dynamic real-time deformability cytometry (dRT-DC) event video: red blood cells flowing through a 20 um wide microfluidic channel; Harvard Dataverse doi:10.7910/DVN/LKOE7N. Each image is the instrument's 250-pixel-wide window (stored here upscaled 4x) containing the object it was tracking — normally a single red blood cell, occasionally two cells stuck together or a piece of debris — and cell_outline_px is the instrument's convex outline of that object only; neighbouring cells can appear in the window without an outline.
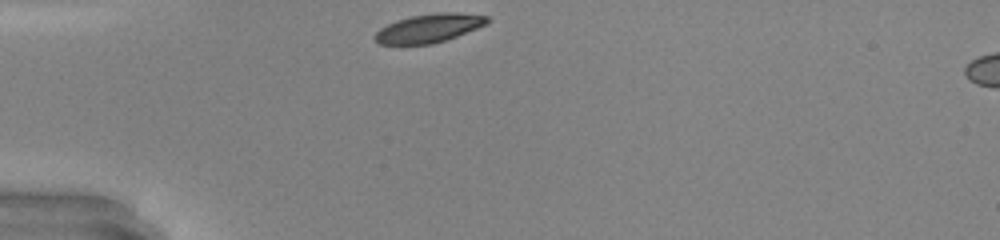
{"species": "common noctule bat (a hibernating species)", "species_latin": "Nyctalus noctula", "temperature_condition": "warm", "stored_images_in_passage": 27, "camera_frame_rate_fps": 3000, "um_per_image_px": 0.085, "animal": {"sex": "male", "body_mass_g": 20.0, "forearm_length_mm": 53.3}, "frame": {"image": 1, "passage_image": 1, "time_ms": 0.0, "image_size_px": [1000, 240], "cell_outline_px": [[488, 24], [456, 36], [432, 44], [380, 44], [372, 36], [380, 28], [396, 20], [412, 16], [440, 12], [452, 12], [488, 16]], "centroid_in_image_um": [36.45, 2.39], "position_along_channel_um": 48.6, "area_um2": 18.5}, "authors_computed_cell_mechanics": {"area_um2": 19.4786, "velocity_mm_per_s": 4.1834, "shape_relaxation_time_tau1_ms": 2.107, "shape_relaxation_time_tau2_ms": null, "deformation_change_tau1": 0.1387, "deformation_change_tau2": null}}